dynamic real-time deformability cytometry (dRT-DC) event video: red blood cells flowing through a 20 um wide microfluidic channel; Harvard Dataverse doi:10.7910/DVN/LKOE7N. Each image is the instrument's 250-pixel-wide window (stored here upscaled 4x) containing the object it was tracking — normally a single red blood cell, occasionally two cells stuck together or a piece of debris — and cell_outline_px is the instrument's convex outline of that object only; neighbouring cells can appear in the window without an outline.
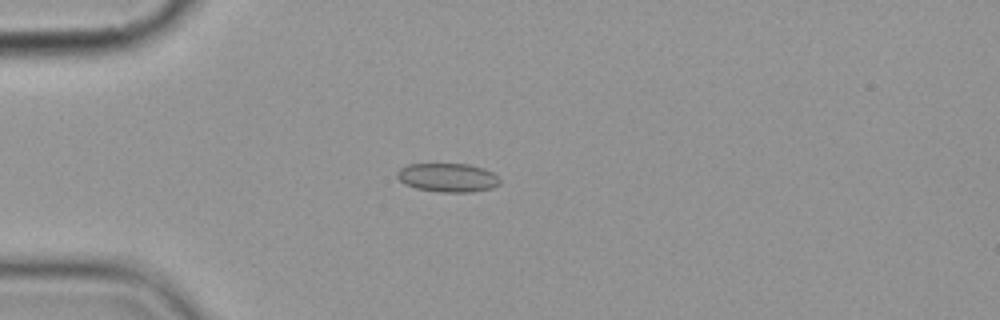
{"species": "common noctule bat (a hibernating species)", "species_latin": "Nyctalus noctula", "temperature_condition": "cold", "stored_images_in_passage": 10, "camera_frame_rate_fps": 3000, "um_per_image_px": 0.085, "animal": {"sex": "female", "body_mass_g": 19.9}, "frame": {"image": 1, "passage_image": 4, "time_ms": 3.667, "image_size_px": [1000, 320], "cell_outline_px": [[500, 184], [492, 188], [472, 192], [440, 192], [416, 188], [404, 184], [396, 176], [396, 172], [400, 168], [408, 164], [468, 164], [484, 168], [492, 172], [500, 180]], "centroid_in_image_um": [38.05, 15.09], "position_along_channel_um": 47.0, "area_um2": 17.28}}
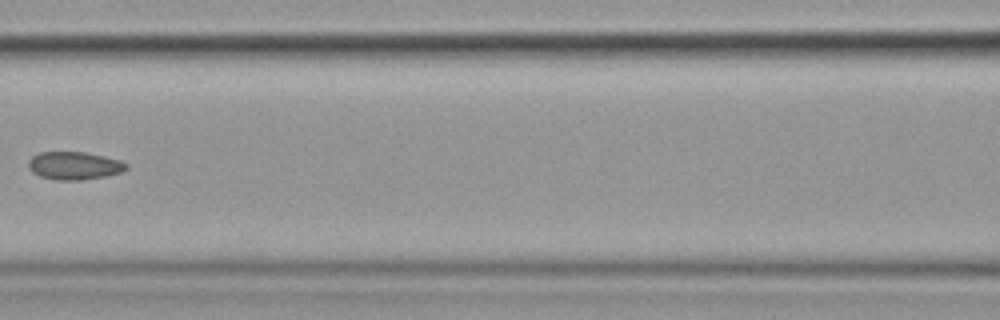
{"frame": {"image": 2, "passage_image": 7, "time_ms": 7.333, "image_size_px": [1000, 320], "cell_outline_px": [[128, 168], [120, 172], [104, 176], [84, 180], [52, 180], [40, 176], [32, 172], [28, 168], [28, 160], [32, 156], [40, 152], [84, 152], [104, 156], [120, 160], [128, 164]], "centroid_in_image_um": [6.28, 14.08], "position_along_channel_um": 160.3, "area_um2": 16.01}}
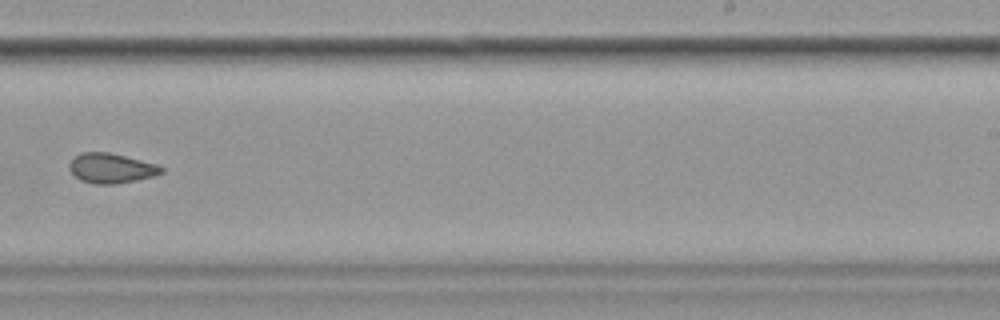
{"frame": {"image": 3, "passage_image": 10, "time_ms": 10.667, "image_size_px": [1000, 320], "cell_outline_px": [[164, 172], [152, 176], [136, 180], [116, 184], [92, 184], [80, 180], [68, 168], [68, 164], [76, 156], [84, 152], [108, 152], [156, 164], [164, 168]], "centroid_in_image_um": [9.44, 14.31], "position_along_channel_um": 279.6, "area_um2": 15.84}}